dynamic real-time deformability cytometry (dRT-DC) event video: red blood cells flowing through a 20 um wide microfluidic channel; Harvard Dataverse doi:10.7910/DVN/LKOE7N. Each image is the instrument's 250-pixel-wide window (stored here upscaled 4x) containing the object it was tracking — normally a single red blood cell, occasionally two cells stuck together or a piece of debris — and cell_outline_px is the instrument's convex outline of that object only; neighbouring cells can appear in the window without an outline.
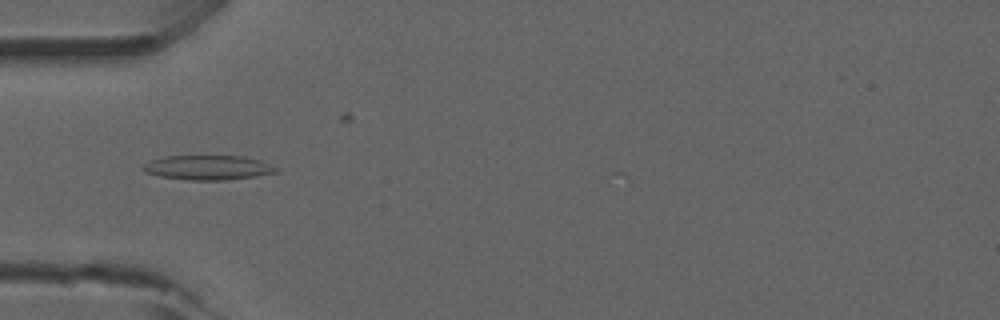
{"species": "common noctule bat (a hibernating species)", "species_latin": "Nyctalus noctula", "temperature_condition": "room temperature", "stored_images_in_passage": 27, "camera_frame_rate_fps": 3000, "um_per_image_px": 0.085, "animal": {"sex": "male", "forearm_length_mm": 52.5}, "frame": {"image": 1, "passage_image": 1, "time_ms": 0.0, "image_size_px": [1000, 320], "cell_outline_px": [[276, 172], [256, 176], [224, 180], [188, 180], [160, 176], [144, 172], [144, 164], [152, 160], [164, 156], [244, 156], [260, 160], [276, 168]], "centroid_in_image_um": [17.66, 14.24], "position_along_channel_um": 67.3, "area_um2": 18.79}}
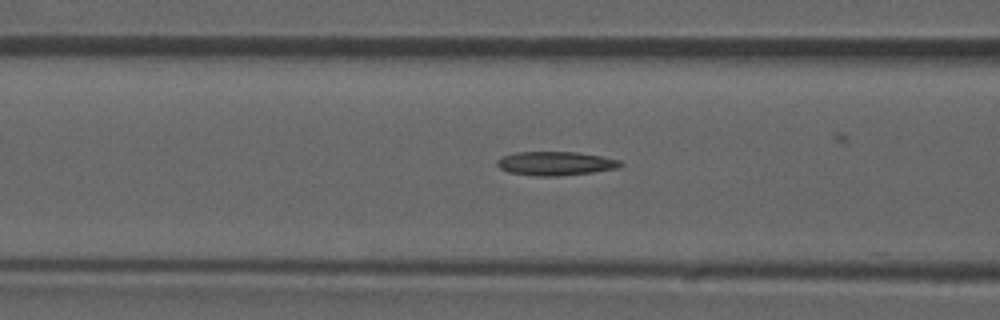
{"frame": {"image": 2, "passage_image": 5, "time_ms": 1.333, "image_size_px": [1000, 320], "cell_outline_px": [[624, 164], [620, 168], [592, 172], [560, 176], [536, 176], [508, 172], [500, 168], [496, 164], [496, 160], [504, 156], [516, 152], [576, 152], [600, 156], [620, 160]], "centroid_in_image_um": [47.23, 13.9], "position_along_channel_um": 119.4, "area_um2": 17.17}}
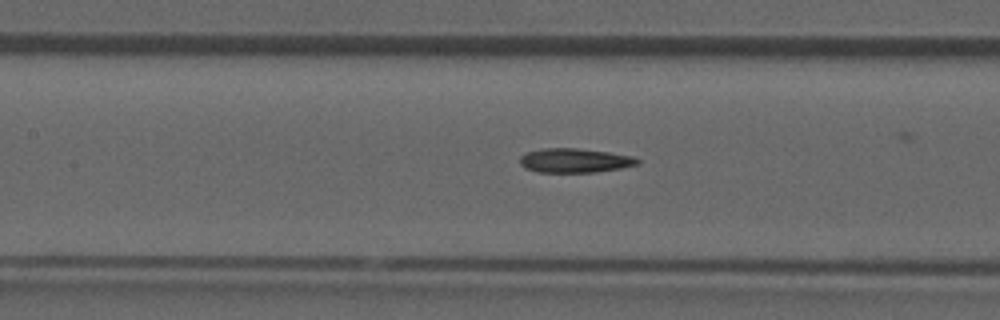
{"frame": {"image": 3, "passage_image": 8, "time_ms": 2.333, "image_size_px": [1000, 320], "cell_outline_px": [[640, 164], [620, 168], [596, 172], [536, 172], [524, 168], [520, 164], [520, 156], [528, 152], [544, 148], [576, 148], [608, 152], [632, 156], [640, 160]], "centroid_in_image_um": [48.84, 13.65], "position_along_channel_um": 158.6, "area_um2": 16.59}}